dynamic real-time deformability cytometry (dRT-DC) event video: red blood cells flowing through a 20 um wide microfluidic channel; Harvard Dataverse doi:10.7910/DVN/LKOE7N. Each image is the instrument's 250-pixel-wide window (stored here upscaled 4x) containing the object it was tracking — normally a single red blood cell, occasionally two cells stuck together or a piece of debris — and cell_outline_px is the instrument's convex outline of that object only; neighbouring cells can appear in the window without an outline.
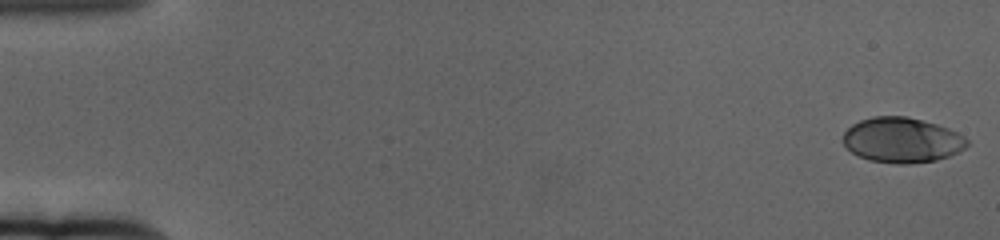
{"species": "human", "species_latin": "Homo sapiens", "temperature_condition": "cold", "stored_images_in_passage": 61, "camera_frame_rate_fps": 3000, "um_per_image_px": 0.085, "donor": {"sex": "female"}, "frame": {"image": 1, "passage_image": 1, "time_ms": 0.0, "image_size_px": [1000, 240], "cell_outline_px": [[968, 144], [964, 148], [948, 156], [936, 160], [908, 164], [896, 164], [868, 160], [852, 152], [844, 144], [844, 132], [852, 124], [860, 120], [872, 116], [908, 116], [936, 124], [948, 128], [964, 136], [968, 140]], "centroid_in_image_um": [76.66, 11.9], "position_along_channel_um": 8.3, "area_um2": 32.54}}
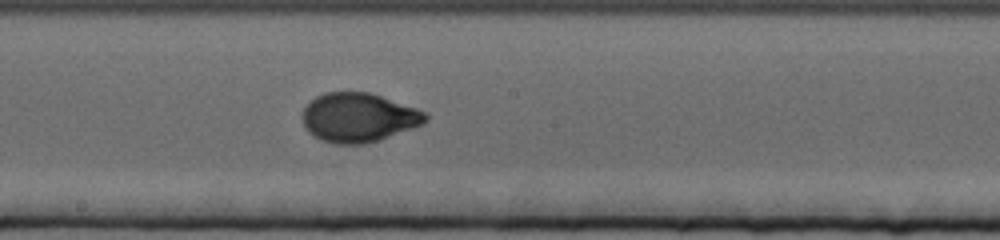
{"frame": {"image": 2, "passage_image": 34, "time_ms": 11.0, "image_size_px": [1000, 240], "cell_outline_px": [[428, 120], [424, 124], [364, 144], [332, 144], [320, 140], [308, 132], [304, 124], [304, 108], [316, 96], [324, 92], [368, 92], [416, 108], [424, 112], [428, 116]], "centroid_in_image_um": [30.46, 9.99], "position_along_channel_um": 217.7, "area_um2": 34.85}}
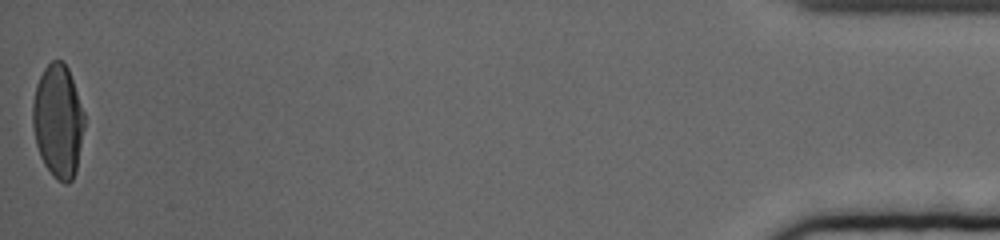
{"frame": {"image": 3, "passage_image": 61, "time_ms": 20.0, "image_size_px": [1000, 240], "cell_outline_px": [[84, 128], [76, 172], [72, 180], [68, 184], [64, 184], [56, 180], [52, 176], [44, 164], [40, 156], [36, 144], [32, 124], [32, 104], [36, 84], [44, 68], [52, 60], [60, 60], [68, 68], [84, 112]], "centroid_in_image_um": [4.93, 10.32], "position_along_channel_um": 430.3, "area_um2": 34.28}, "authors_computed_cell_mechanics": {"area_um2": 33.9286, "velocity_mm_per_s": 3.3438, "shape_relaxation_time_tau1_ms": 3.9117, "shape_relaxation_time_tau2_ms": null, "deformation_change_tau1": 0.186, "deformation_change_tau2": null}}